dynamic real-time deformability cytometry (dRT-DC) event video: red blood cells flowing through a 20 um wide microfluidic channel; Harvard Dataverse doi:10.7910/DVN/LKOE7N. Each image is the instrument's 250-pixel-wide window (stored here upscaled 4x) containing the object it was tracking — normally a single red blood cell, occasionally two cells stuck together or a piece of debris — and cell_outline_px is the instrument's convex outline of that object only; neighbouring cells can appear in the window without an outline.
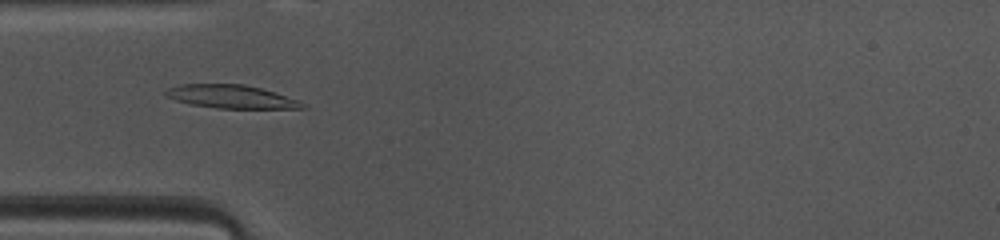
{"species": "common noctule bat (a hibernating species)", "species_latin": "Nyctalus noctula", "temperature_condition": "warm", "stored_images_in_passage": 41, "camera_frame_rate_fps": 3000, "um_per_image_px": 0.085, "animal": {"sex": "female", "body_mass_g": 10.0, "forearm_length_mm": 53.1}, "frame": {"image": 1, "passage_image": 7, "time_ms": 2.0, "image_size_px": [1000, 240], "cell_outline_px": [[308, 108], [216, 108], [188, 104], [176, 100], [168, 96], [164, 92], [168, 88], [180, 84], [244, 84], [276, 92], [300, 100]], "centroid_in_image_um": [19.67, 8.21], "position_along_channel_um": 65.3, "area_um2": 18.55}}
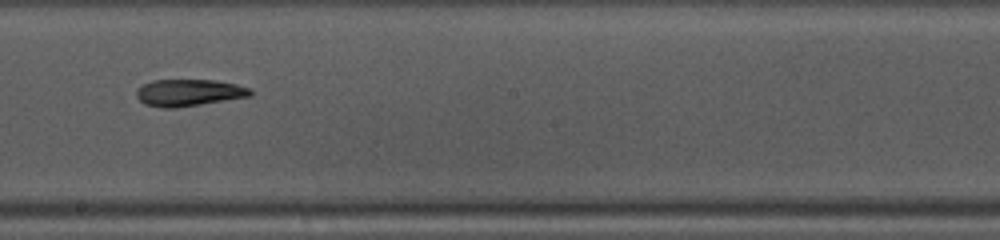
{"frame": {"image": 2, "passage_image": 19, "time_ms": 6.0, "image_size_px": [1000, 240], "cell_outline_px": [[252, 96], [176, 108], [160, 108], [144, 104], [136, 96], [136, 88], [152, 80], [216, 80], [236, 84], [252, 88]], "centroid_in_image_um": [16.05, 7.88], "position_along_channel_um": 232.1, "area_um2": 18.03}}
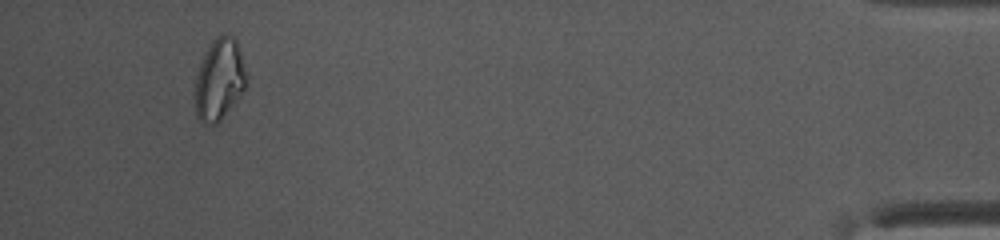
{"frame": {"image": 3, "passage_image": 38, "time_ms": 12.333, "image_size_px": [1000, 240], "cell_outline_px": [[248, 84], [236, 100], [220, 120], [216, 124], [200, 124], [196, 116], [192, 92], [196, 76], [204, 52], [212, 40], [216, 36], [232, 36], [236, 40], [248, 76]], "centroid_in_image_um": [18.6, 6.8], "position_along_channel_um": 416.6, "area_um2": 24.85}, "authors_computed_cell_mechanics": {"area_um2": 18.0336, "velocity_mm_per_s": 4.1403, "shape_relaxation_time_tau1_ms": 4.4584, "shape_relaxation_time_tau2_ms": 9.9897, "deformation_change_tau1": 0.1857, "deformation_change_tau2": 0.2256}}